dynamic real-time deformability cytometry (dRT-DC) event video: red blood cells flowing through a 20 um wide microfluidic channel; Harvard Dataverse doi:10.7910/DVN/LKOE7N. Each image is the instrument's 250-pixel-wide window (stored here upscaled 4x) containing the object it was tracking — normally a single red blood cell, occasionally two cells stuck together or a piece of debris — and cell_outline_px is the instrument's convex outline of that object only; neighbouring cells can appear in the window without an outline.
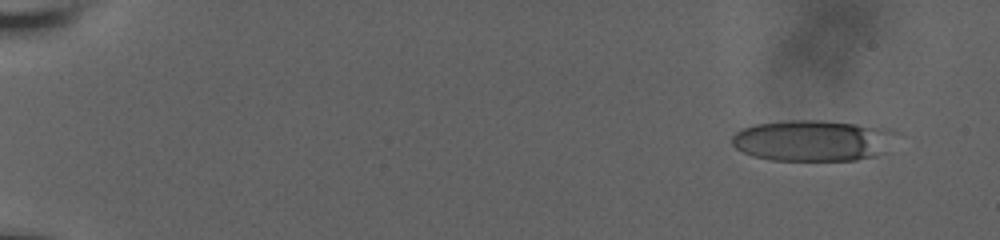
{"species": "human", "species_latin": "Homo sapiens", "temperature_condition": "room temperature", "stored_images_in_passage": 55, "camera_frame_rate_fps": 3000, "um_per_image_px": 0.085, "donor": {"sex": "male"}, "frame": {"image": 1, "passage_image": 1, "time_ms": 0.0, "image_size_px": [1000, 240], "cell_outline_px": [[904, 136], [888, 152], [876, 156], [856, 160], [772, 160], [752, 156], [736, 148], [732, 144], [732, 136], [740, 128], [752, 124], [788, 120], [820, 120], [856, 124], [888, 128], [900, 132]], "centroid_in_image_um": [69.23, 11.94], "position_along_channel_um": 15.8, "area_um2": 40.52}}
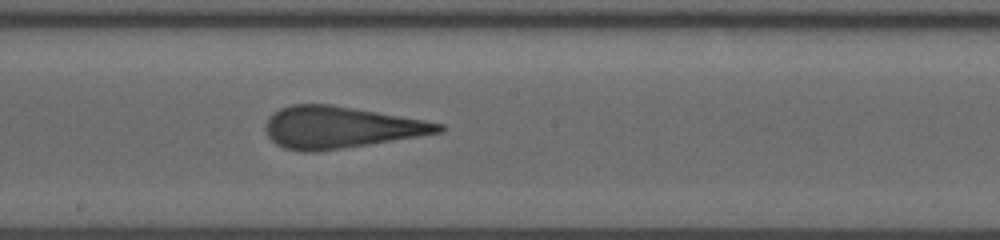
{"frame": {"image": 2, "passage_image": 31, "time_ms": 10.0, "image_size_px": [1000, 240], "cell_outline_px": [[448, 128], [444, 132], [368, 144], [316, 152], [300, 152], [284, 148], [276, 144], [268, 136], [264, 128], [264, 124], [268, 116], [280, 108], [292, 104], [328, 104], [424, 120], [444, 124]], "centroid_in_image_um": [28.9, 10.83], "position_along_channel_um": 219.3, "area_um2": 42.02}}
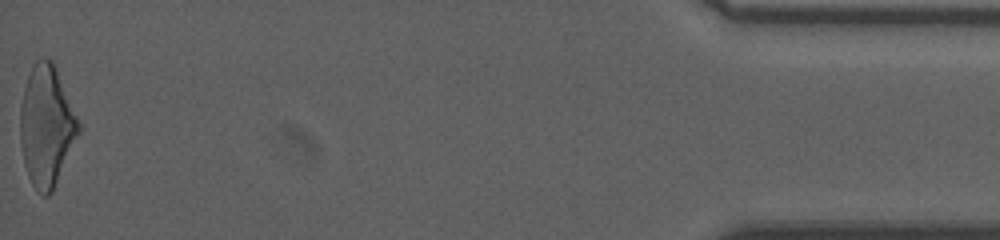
{"frame": {"image": 3, "passage_image": 55, "time_ms": 18.0, "image_size_px": [1000, 240], "cell_outline_px": [[80, 132], [52, 192], [48, 196], [40, 196], [36, 192], [28, 176], [24, 164], [20, 140], [20, 108], [24, 88], [32, 64], [40, 56], [44, 56], [52, 60], [56, 68], [80, 124]], "centroid_in_image_um": [3.94, 10.71], "position_along_channel_um": 431.3, "area_um2": 41.1}, "authors_computed_cell_mechanics": {"area_um2": 41.616, "velocity_mm_per_s": 3.7286, "shape_relaxation_time_tau1_ms": 9.1933, "shape_relaxation_time_tau2_ms": 1.2329, "deformation_change_tau1": 0.289, "deformation_change_tau2": 0.1281}}